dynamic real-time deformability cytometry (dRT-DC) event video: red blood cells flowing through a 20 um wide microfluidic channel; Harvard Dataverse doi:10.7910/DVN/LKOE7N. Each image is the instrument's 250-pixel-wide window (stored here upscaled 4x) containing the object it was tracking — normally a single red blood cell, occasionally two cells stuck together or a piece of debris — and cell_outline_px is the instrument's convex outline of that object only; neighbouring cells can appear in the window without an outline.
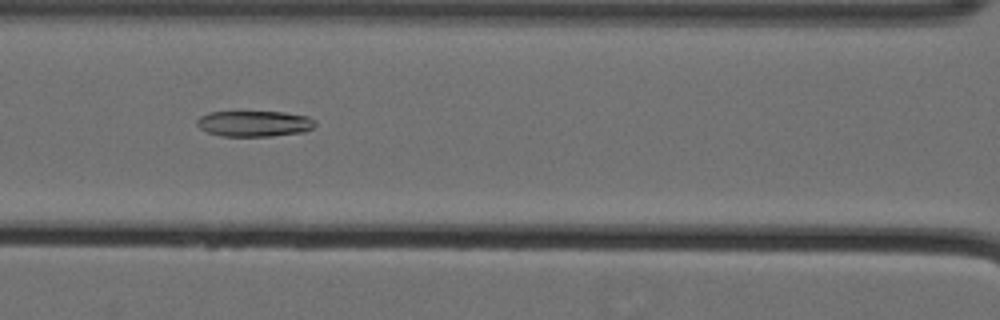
{"species": "Egyptian fruit bat (a non-hibernating species)", "species_latin": "Rousettus aegyptiacus", "temperature_condition": "cold", "stored_images_in_passage": 60, "camera_frame_rate_fps": 3000, "um_per_image_px": 0.085, "animal": {"sex": "female"}, "frame": {"image": 1, "passage_image": 30, "time_ms": 9.667, "image_size_px": [1000, 320], "cell_outline_px": [[316, 124], [312, 128], [304, 132], [272, 136], [220, 136], [208, 132], [200, 128], [196, 124], [196, 120], [200, 116], [208, 112], [284, 112], [308, 116], [316, 120]], "centroid_in_image_um": [21.63, 10.5], "position_along_channel_um": 145.0, "area_um2": 17.92}}
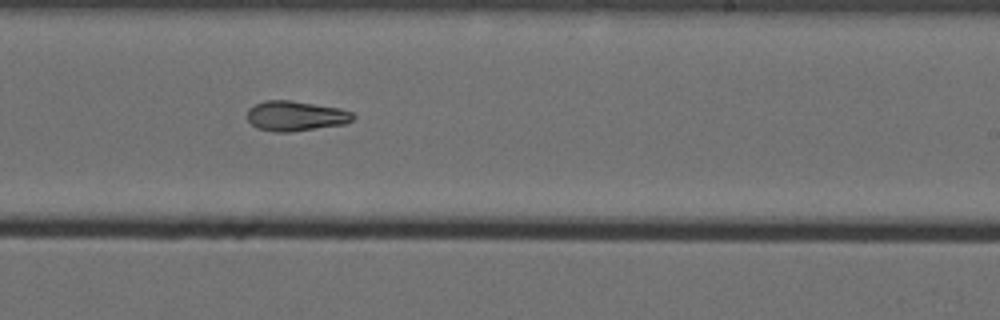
{"frame": {"image": 2, "passage_image": 40, "time_ms": 13.0, "image_size_px": [1000, 320], "cell_outline_px": [[356, 116], [352, 120], [344, 124], [292, 132], [272, 132], [256, 128], [248, 120], [248, 108], [264, 100], [292, 100], [340, 108], [352, 112]], "centroid_in_image_um": [25.13, 9.86], "position_along_channel_um": 263.9, "area_um2": 18.67}}
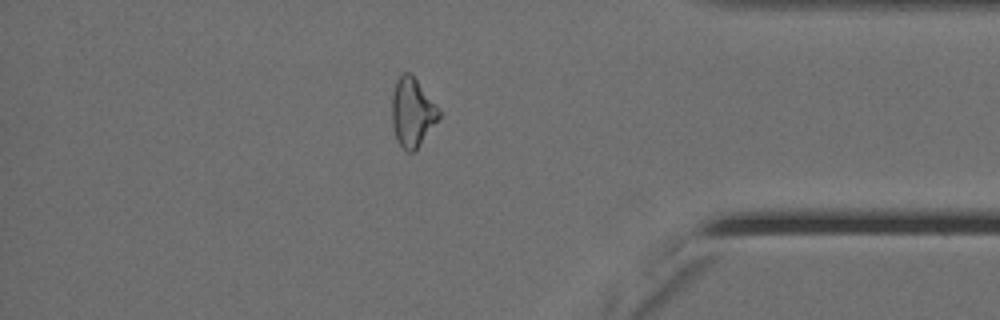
{"frame": {"image": 3, "passage_image": 53, "time_ms": 17.333, "image_size_px": [1000, 320], "cell_outline_px": [[440, 116], [416, 152], [408, 152], [396, 140], [392, 124], [392, 92], [396, 80], [404, 72], [408, 72], [416, 80], [440, 108]], "centroid_in_image_um": [35.04, 9.58], "position_along_channel_um": 400.2, "area_um2": 18.84}, "authors_computed_cell_mechanics": {"area_um2": 20.2011, "velocity_mm_per_s": 3.5746, "shape_relaxation_time_tau1_ms": null, "shape_relaxation_time_tau2_ms": 5.1151, "deformation_change_tau1": null, "deformation_change_tau2": 0.1291}}